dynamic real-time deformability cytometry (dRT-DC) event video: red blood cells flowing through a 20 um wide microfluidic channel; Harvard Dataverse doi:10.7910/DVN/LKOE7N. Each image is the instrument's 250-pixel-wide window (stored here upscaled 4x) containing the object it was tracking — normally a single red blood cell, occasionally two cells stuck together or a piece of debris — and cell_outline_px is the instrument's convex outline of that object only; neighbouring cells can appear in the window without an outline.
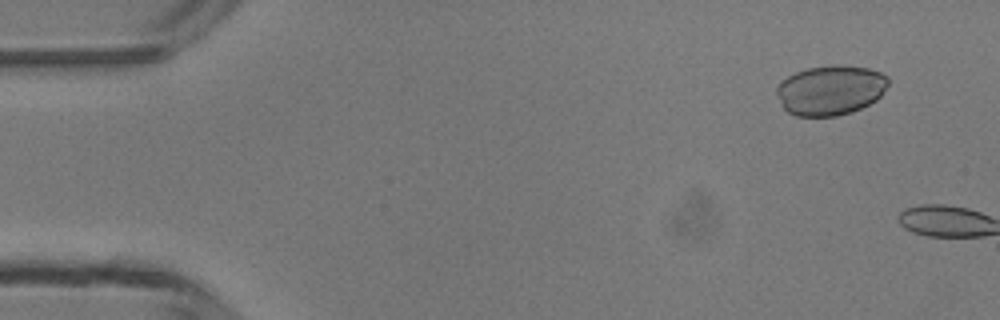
{"species": "common noctule bat (a hibernating species)", "species_latin": "Nyctalus noctula", "temperature_condition": "room temperature", "stored_images_in_passage": 2, "camera_frame_rate_fps": 3000, "um_per_image_px": 0.085, "animal": {"sex": "male", "body_mass_g": 13.3}, "frame": {"image": 1, "passage_image": 1, "time_ms": 0.0, "image_size_px": [1000, 320], "cell_outline_px": [[888, 84], [880, 96], [876, 100], [852, 112], [836, 116], [796, 116], [788, 112], [784, 108], [776, 92], [776, 88], [788, 76], [796, 72], [808, 68], [836, 64], [840, 64], [868, 68], [880, 72], [888, 76]], "centroid_in_image_um": [70.61, 7.66], "position_along_channel_um": 14.4, "area_um2": 32.31}}